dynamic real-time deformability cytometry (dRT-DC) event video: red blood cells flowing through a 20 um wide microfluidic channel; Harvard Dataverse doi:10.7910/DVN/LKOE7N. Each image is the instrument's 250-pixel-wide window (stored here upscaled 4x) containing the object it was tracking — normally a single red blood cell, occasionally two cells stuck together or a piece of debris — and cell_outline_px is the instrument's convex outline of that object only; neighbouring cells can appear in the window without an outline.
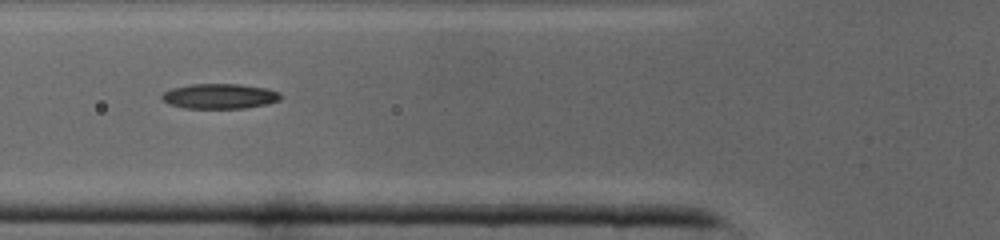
{"species": "common noctule bat (a hibernating species)", "species_latin": "Nyctalus noctula", "temperature_condition": "cold", "stored_images_in_passage": 25, "camera_frame_rate_fps": 3000, "um_per_image_px": 0.085, "animal": {"sex": "male", "body_mass_g": 19.0, "forearm_length_mm": 50.8}, "frame": {"image": 1, "passage_image": 3, "time_ms": 0.667, "image_size_px": [1000, 240], "cell_outline_px": [[280, 100], [268, 104], [244, 108], [184, 108], [172, 104], [164, 100], [160, 96], [164, 92], [172, 88], [192, 84], [240, 84], [268, 88], [280, 92]], "centroid_in_image_um": [18.72, 8.17], "position_along_channel_um": 107.1, "area_um2": 17.28}}
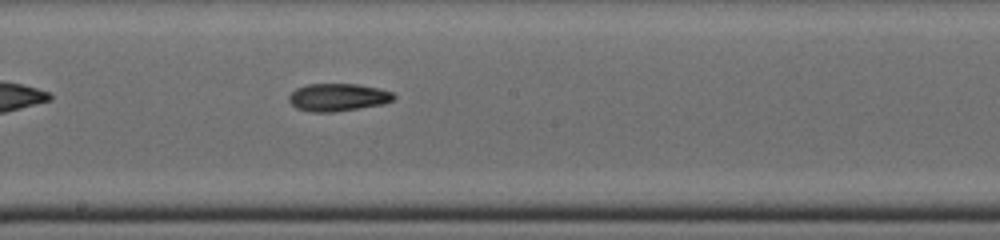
{"frame": {"image": 2, "passage_image": 10, "time_ms": 3.0, "image_size_px": [1000, 240], "cell_outline_px": [[396, 96], [392, 100], [384, 104], [332, 112], [312, 112], [296, 108], [288, 100], [288, 96], [296, 88], [308, 84], [356, 84], [376, 88], [392, 92]], "centroid_in_image_um": [28.69, 8.27], "position_along_channel_um": 219.5, "area_um2": 16.76}}
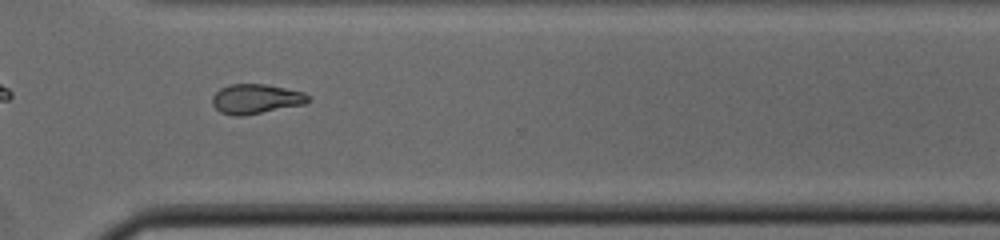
{"frame": {"image": 3, "passage_image": 18, "time_ms": 5.667, "image_size_px": [1000, 240], "cell_outline_px": [[312, 100], [304, 104], [240, 116], [236, 116], [220, 112], [212, 104], [212, 96], [220, 88], [228, 84], [264, 84], [304, 92]], "centroid_in_image_um": [21.73, 8.4], "position_along_channel_um": 348.9, "area_um2": 16.42}}